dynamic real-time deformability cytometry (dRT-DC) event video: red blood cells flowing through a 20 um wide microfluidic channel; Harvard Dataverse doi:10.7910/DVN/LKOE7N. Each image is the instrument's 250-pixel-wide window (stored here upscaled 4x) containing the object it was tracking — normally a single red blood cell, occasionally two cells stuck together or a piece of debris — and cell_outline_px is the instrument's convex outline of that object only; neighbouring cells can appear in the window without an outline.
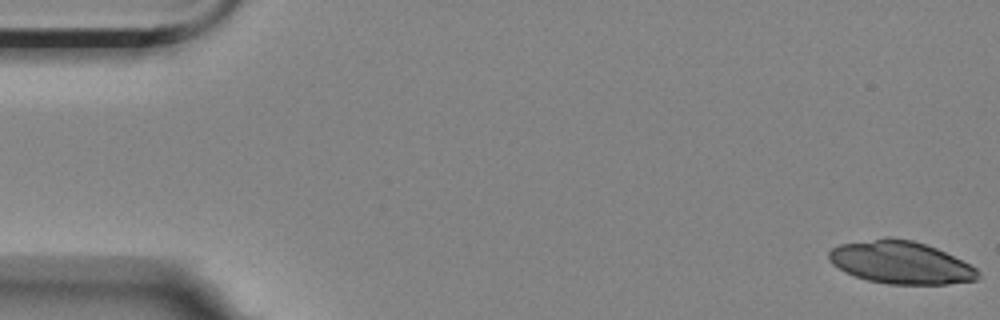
{"species": "Egyptian fruit bat (a non-hibernating species)", "species_latin": "Rousettus aegyptiacus", "temperature_condition": "room temperature", "stored_images_in_passage": 4, "camera_frame_rate_fps": 3000, "um_per_image_px": 0.085, "animal": {"sex": "female"}, "frame": {"image": 1, "passage_image": 1, "time_ms": 0.0, "image_size_px": [1000, 320], "cell_outline_px": [[980, 276], [976, 280], [944, 284], [888, 284], [868, 280], [844, 272], [832, 264], [828, 260], [828, 252], [832, 248], [840, 244], [884, 236], [888, 236], [912, 240], [936, 248], [976, 268], [980, 272]], "centroid_in_image_um": [76.51, 22.3], "position_along_channel_um": 8.5, "area_um2": 37.05}}